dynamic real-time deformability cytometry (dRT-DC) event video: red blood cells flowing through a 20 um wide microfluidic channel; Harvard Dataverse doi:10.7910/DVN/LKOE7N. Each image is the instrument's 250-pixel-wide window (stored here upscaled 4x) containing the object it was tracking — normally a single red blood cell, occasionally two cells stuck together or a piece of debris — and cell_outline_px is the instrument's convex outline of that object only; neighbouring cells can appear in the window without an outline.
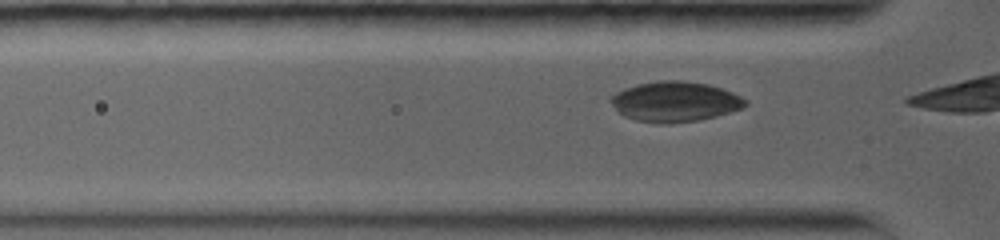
{"species": "common noctule bat (a hibernating species)", "species_latin": "Nyctalus noctula", "temperature_condition": "warm", "stored_images_in_passage": 40, "camera_frame_rate_fps": 5000, "um_per_image_px": 0.085, "animal": {"sex": "female", "body_mass_g": 19.0, "forearm_length_mm": 56.7}, "frame": {"image": 1, "passage_image": 4, "time_ms": 0.6, "image_size_px": [1000, 240], "cell_outline_px": [[748, 104], [744, 108], [716, 116], [700, 120], [668, 124], [656, 124], [636, 120], [624, 116], [608, 100], [616, 92], [624, 88], [636, 84], [656, 80], [680, 80], [708, 84], [732, 92], [748, 100]], "centroid_in_image_um": [57.38, 8.64], "position_along_channel_um": 68.4, "area_um2": 31.79}}
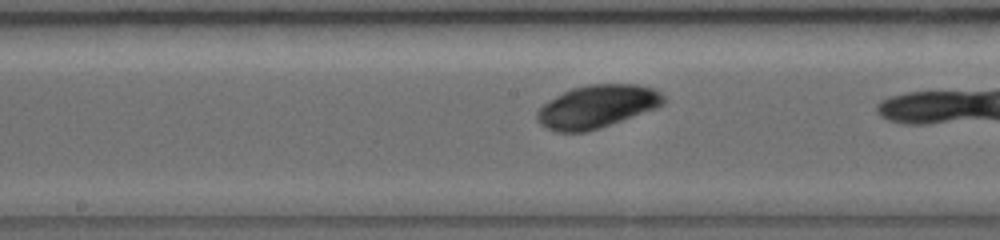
{"frame": {"image": 2, "passage_image": 17, "time_ms": 4.0, "image_size_px": [1000, 240], "cell_outline_px": [[664, 104], [656, 108], [600, 128], [584, 132], [556, 132], [540, 124], [536, 120], [536, 112], [548, 100], [572, 88], [588, 84], [636, 84], [656, 88], [664, 96]], "centroid_in_image_um": [50.75, 9.05], "position_along_channel_um": 197.5, "area_um2": 31.62}}
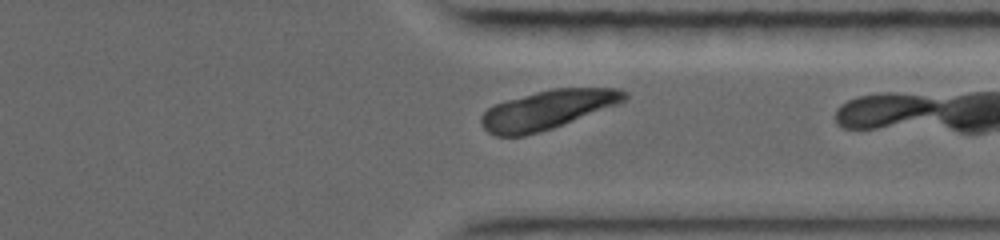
{"frame": {"image": 3, "passage_image": 35, "time_ms": 8.4, "image_size_px": [1000, 240], "cell_outline_px": [[628, 96], [620, 104], [552, 128], [540, 132], [524, 136], [496, 136], [488, 132], [480, 124], [480, 116], [488, 108], [496, 104], [508, 100], [536, 92], [552, 88], [620, 88], [628, 92]], "centroid_in_image_um": [46.56, 9.33], "position_along_channel_um": 364.8, "area_um2": 32.48}}